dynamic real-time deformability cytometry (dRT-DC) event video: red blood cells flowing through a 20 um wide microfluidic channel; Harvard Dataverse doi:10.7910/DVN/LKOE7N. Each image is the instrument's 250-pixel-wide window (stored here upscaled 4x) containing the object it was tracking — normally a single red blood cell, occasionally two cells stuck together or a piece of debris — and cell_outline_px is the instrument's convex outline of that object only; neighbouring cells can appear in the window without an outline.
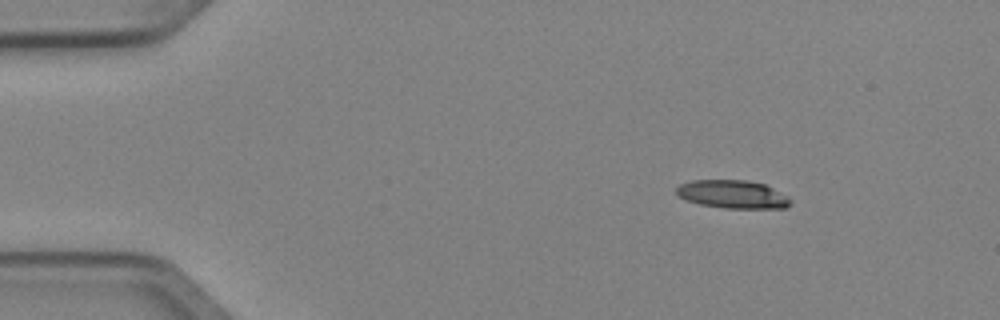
{"species": "Egyptian fruit bat (a non-hibernating species)", "species_latin": "Rousettus aegyptiacus", "temperature_condition": "cold", "stored_images_in_passage": 4, "camera_frame_rate_fps": 3000, "um_per_image_px": 0.085, "animal": {"sex": "female"}, "frame": {"image": 1, "passage_image": 1, "time_ms": 0.0, "image_size_px": [1000, 320], "cell_outline_px": [[792, 204], [784, 208], [728, 208], [700, 204], [688, 200], [680, 196], [676, 192], [676, 188], [680, 184], [692, 180], [744, 180], [764, 184], [788, 196], [792, 200]], "centroid_in_image_um": [62.31, 16.51], "position_along_channel_um": 22.7, "area_um2": 18.55}}
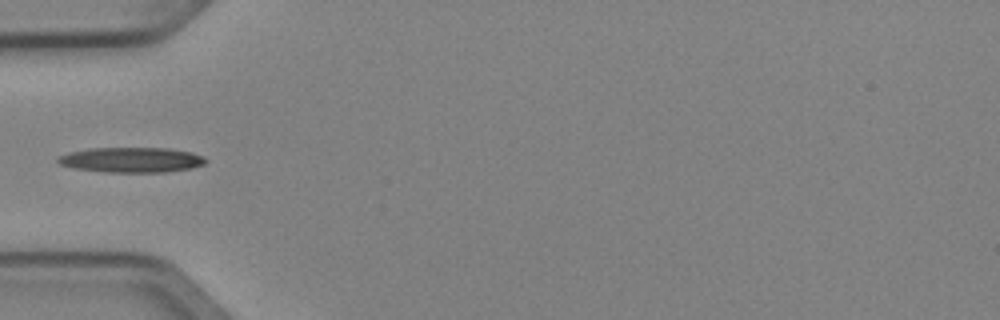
{"frame": {"image": 2, "passage_image": 4, "time_ms": 1.0, "image_size_px": [1000, 320], "cell_outline_px": [[208, 160], [204, 164], [188, 168], [164, 172], [104, 172], [72, 168], [60, 164], [56, 160], [56, 156], [68, 152], [88, 148], [168, 148], [192, 152], [204, 156]], "centroid_in_image_um": [11.12, 13.58], "position_along_channel_um": 73.9, "area_um2": 21.79}}